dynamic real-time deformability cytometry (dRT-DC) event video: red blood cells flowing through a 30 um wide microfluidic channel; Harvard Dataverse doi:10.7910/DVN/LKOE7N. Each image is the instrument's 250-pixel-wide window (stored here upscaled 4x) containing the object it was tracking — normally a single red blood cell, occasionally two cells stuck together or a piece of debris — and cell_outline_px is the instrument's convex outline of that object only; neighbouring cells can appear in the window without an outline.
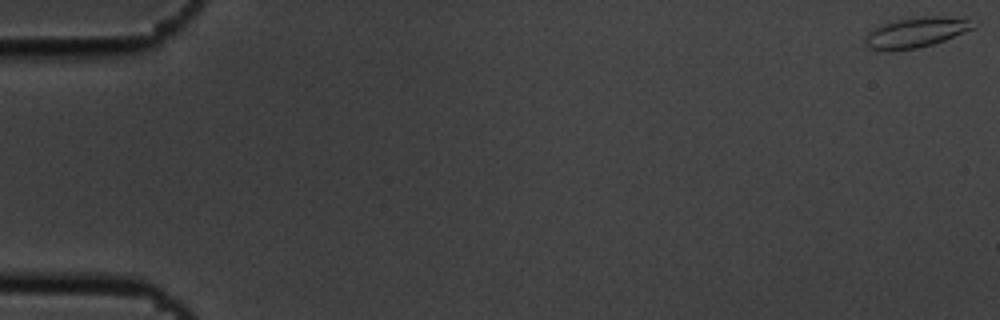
{"species": "common noctule bat (a hibernating species)", "species_latin": "Nyctalus noctula", "temperature_condition": "cold", "stored_images_in_passage": 56, "camera_frame_rate_fps": 3000, "um_per_image_px": 0.085, "animal": {"sex": "male", "body_mass_g": 19.5, "forearm_length_mm": 54.6}, "frame": {"image": 1, "passage_image": 1, "time_ms": 0.0, "image_size_px": [1000, 320], "cell_outline_px": [[976, 28], [944, 40], [932, 44], [916, 48], [888, 52], [868, 48], [864, 44], [864, 40], [868, 32], [880, 24], [888, 20], [924, 16], [944, 16], [968, 20]], "centroid_in_image_um": [77.76, 2.76], "position_along_channel_um": 7.2, "area_um2": 19.25}}
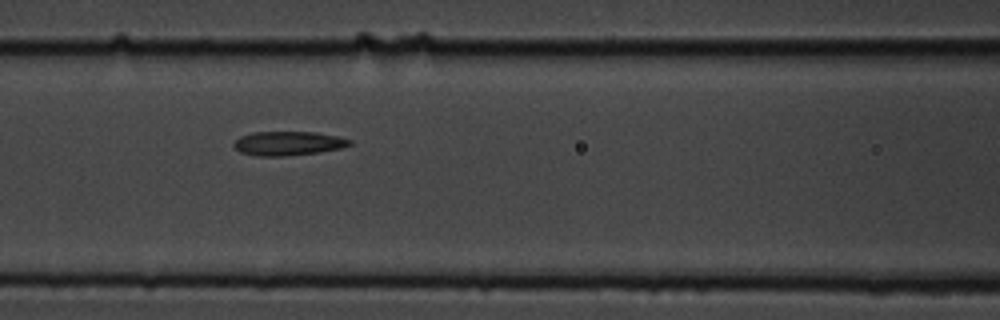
{"frame": {"image": 2, "passage_image": 25, "time_ms": 8.0, "image_size_px": [1000, 320], "cell_outline_px": [[352, 144], [340, 148], [320, 152], [284, 156], [256, 156], [240, 152], [232, 144], [240, 136], [252, 132], [316, 132], [336, 136], [352, 140]], "centroid_in_image_um": [24.48, 12.18], "position_along_channel_um": 142.1, "area_um2": 16.24}}
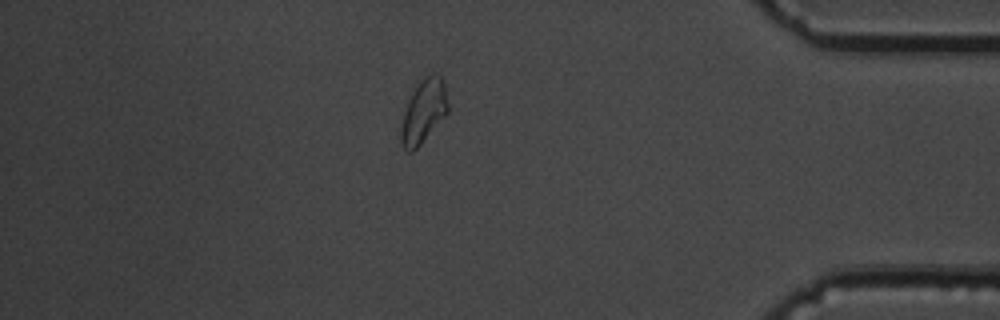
{"frame": {"image": 3, "passage_image": 49, "time_ms": 16.0, "image_size_px": [1000, 320], "cell_outline_px": [[448, 112], [420, 144], [412, 152], [408, 152], [404, 148], [400, 140], [400, 128], [404, 112], [408, 100], [412, 92], [420, 80], [432, 72], [436, 72], [440, 76], [444, 84], [448, 104]], "centroid_in_image_um": [35.99, 9.45], "position_along_channel_um": 399.2, "area_um2": 17.22}, "authors_computed_cell_mechanics": {"area_um2": 17.1377, "velocity_mm_per_s": 3.6251, "shape_relaxation_time_tau1_ms": 5.2497, "shape_relaxation_time_tau2_ms": 2.5616, "deformation_change_tau1": 0.1107, "deformation_change_tau2": 0.0662}}